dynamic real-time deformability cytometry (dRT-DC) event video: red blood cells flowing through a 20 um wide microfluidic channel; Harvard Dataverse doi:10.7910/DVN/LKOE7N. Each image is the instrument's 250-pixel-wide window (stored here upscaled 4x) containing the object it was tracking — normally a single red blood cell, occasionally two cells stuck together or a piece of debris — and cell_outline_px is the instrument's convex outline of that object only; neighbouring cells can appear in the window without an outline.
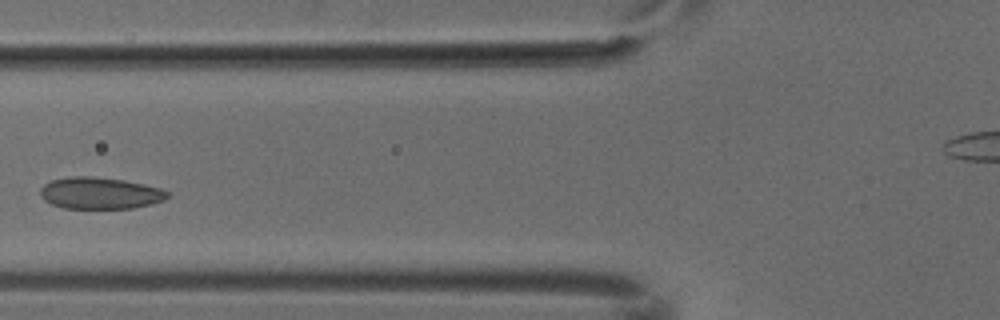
{"species": "common noctule bat (a hibernating species)", "species_latin": "Nyctalus noctula", "temperature_condition": "cold", "stored_images_in_passage": 5, "segment_of_instrument_passage": [1, 2], "camera_frame_rate_fps": 3000, "um_per_image_px": 0.085, "animal": {"sex": "male", "body_mass_g": 18.8}, "frame": {"image": 1, "passage_image": 4, "time_ms": 1.0, "image_size_px": [1000, 320], "cell_outline_px": [[168, 196], [164, 200], [152, 204], [132, 208], [64, 208], [52, 204], [44, 200], [40, 196], [40, 188], [44, 184], [52, 180], [68, 176], [88, 176], [124, 180], [144, 184], [160, 188], [168, 192]], "centroid_in_image_um": [8.48, 16.41], "position_along_channel_um": 117.3, "area_um2": 23.47}}